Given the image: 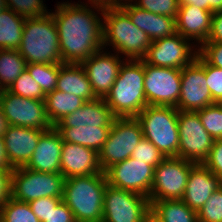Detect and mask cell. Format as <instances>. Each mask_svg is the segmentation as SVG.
<instances>
[{
    "label": "cell",
    "mask_w": 222,
    "mask_h": 222,
    "mask_svg": "<svg viewBox=\"0 0 222 222\" xmlns=\"http://www.w3.org/2000/svg\"><path fill=\"white\" fill-rule=\"evenodd\" d=\"M50 12L55 21L61 60L81 64L103 49V21L87 4L63 2Z\"/></svg>",
    "instance_id": "cell-1"
},
{
    "label": "cell",
    "mask_w": 222,
    "mask_h": 222,
    "mask_svg": "<svg viewBox=\"0 0 222 222\" xmlns=\"http://www.w3.org/2000/svg\"><path fill=\"white\" fill-rule=\"evenodd\" d=\"M107 184L105 173L65 179L62 201L73 212L76 222H102Z\"/></svg>",
    "instance_id": "cell-2"
},
{
    "label": "cell",
    "mask_w": 222,
    "mask_h": 222,
    "mask_svg": "<svg viewBox=\"0 0 222 222\" xmlns=\"http://www.w3.org/2000/svg\"><path fill=\"white\" fill-rule=\"evenodd\" d=\"M126 60L110 92L104 98L115 117H136L146 106L144 61Z\"/></svg>",
    "instance_id": "cell-3"
},
{
    "label": "cell",
    "mask_w": 222,
    "mask_h": 222,
    "mask_svg": "<svg viewBox=\"0 0 222 222\" xmlns=\"http://www.w3.org/2000/svg\"><path fill=\"white\" fill-rule=\"evenodd\" d=\"M98 14L104 20L103 48L111 45L118 55L124 54L127 60H142L145 57L152 41L131 22L129 15L120 6L105 9Z\"/></svg>",
    "instance_id": "cell-4"
},
{
    "label": "cell",
    "mask_w": 222,
    "mask_h": 222,
    "mask_svg": "<svg viewBox=\"0 0 222 222\" xmlns=\"http://www.w3.org/2000/svg\"><path fill=\"white\" fill-rule=\"evenodd\" d=\"M17 50L27 64L63 63L58 30L50 13L38 18L25 19L21 44Z\"/></svg>",
    "instance_id": "cell-5"
},
{
    "label": "cell",
    "mask_w": 222,
    "mask_h": 222,
    "mask_svg": "<svg viewBox=\"0 0 222 222\" xmlns=\"http://www.w3.org/2000/svg\"><path fill=\"white\" fill-rule=\"evenodd\" d=\"M143 137L167 157H177L179 149L178 109L147 105L137 116Z\"/></svg>",
    "instance_id": "cell-6"
},
{
    "label": "cell",
    "mask_w": 222,
    "mask_h": 222,
    "mask_svg": "<svg viewBox=\"0 0 222 222\" xmlns=\"http://www.w3.org/2000/svg\"><path fill=\"white\" fill-rule=\"evenodd\" d=\"M143 138L142 127L136 117H115L108 138L98 152L102 171L128 159Z\"/></svg>",
    "instance_id": "cell-7"
},
{
    "label": "cell",
    "mask_w": 222,
    "mask_h": 222,
    "mask_svg": "<svg viewBox=\"0 0 222 222\" xmlns=\"http://www.w3.org/2000/svg\"><path fill=\"white\" fill-rule=\"evenodd\" d=\"M65 177L61 173L37 172L14 168L11 197L29 203L42 197H63Z\"/></svg>",
    "instance_id": "cell-8"
},
{
    "label": "cell",
    "mask_w": 222,
    "mask_h": 222,
    "mask_svg": "<svg viewBox=\"0 0 222 222\" xmlns=\"http://www.w3.org/2000/svg\"><path fill=\"white\" fill-rule=\"evenodd\" d=\"M178 130L177 157L196 164L203 163L210 154L214 139L202 125L198 113L178 110Z\"/></svg>",
    "instance_id": "cell-9"
},
{
    "label": "cell",
    "mask_w": 222,
    "mask_h": 222,
    "mask_svg": "<svg viewBox=\"0 0 222 222\" xmlns=\"http://www.w3.org/2000/svg\"><path fill=\"white\" fill-rule=\"evenodd\" d=\"M195 164L178 157L165 158L154 168V179L148 197L149 201L181 199L191 168Z\"/></svg>",
    "instance_id": "cell-10"
},
{
    "label": "cell",
    "mask_w": 222,
    "mask_h": 222,
    "mask_svg": "<svg viewBox=\"0 0 222 222\" xmlns=\"http://www.w3.org/2000/svg\"><path fill=\"white\" fill-rule=\"evenodd\" d=\"M149 213L148 197L107 184L102 222H143Z\"/></svg>",
    "instance_id": "cell-11"
},
{
    "label": "cell",
    "mask_w": 222,
    "mask_h": 222,
    "mask_svg": "<svg viewBox=\"0 0 222 222\" xmlns=\"http://www.w3.org/2000/svg\"><path fill=\"white\" fill-rule=\"evenodd\" d=\"M0 108L9 125L41 131L54 127L47 116L44 100L24 98L4 89L0 97Z\"/></svg>",
    "instance_id": "cell-12"
},
{
    "label": "cell",
    "mask_w": 222,
    "mask_h": 222,
    "mask_svg": "<svg viewBox=\"0 0 222 222\" xmlns=\"http://www.w3.org/2000/svg\"><path fill=\"white\" fill-rule=\"evenodd\" d=\"M144 93L147 105L178 104L181 90V69L155 67L144 62Z\"/></svg>",
    "instance_id": "cell-13"
},
{
    "label": "cell",
    "mask_w": 222,
    "mask_h": 222,
    "mask_svg": "<svg viewBox=\"0 0 222 222\" xmlns=\"http://www.w3.org/2000/svg\"><path fill=\"white\" fill-rule=\"evenodd\" d=\"M213 103L205 78V59L198 53L191 64L181 69L180 98L175 107L196 112Z\"/></svg>",
    "instance_id": "cell-14"
},
{
    "label": "cell",
    "mask_w": 222,
    "mask_h": 222,
    "mask_svg": "<svg viewBox=\"0 0 222 222\" xmlns=\"http://www.w3.org/2000/svg\"><path fill=\"white\" fill-rule=\"evenodd\" d=\"M189 42L190 39L182 37L179 33L155 40L142 60L155 67L182 69L191 64L199 53L197 48V51L192 49L193 46Z\"/></svg>",
    "instance_id": "cell-15"
},
{
    "label": "cell",
    "mask_w": 222,
    "mask_h": 222,
    "mask_svg": "<svg viewBox=\"0 0 222 222\" xmlns=\"http://www.w3.org/2000/svg\"><path fill=\"white\" fill-rule=\"evenodd\" d=\"M105 175L109 185L149 197L154 167L129 157L109 167Z\"/></svg>",
    "instance_id": "cell-16"
},
{
    "label": "cell",
    "mask_w": 222,
    "mask_h": 222,
    "mask_svg": "<svg viewBox=\"0 0 222 222\" xmlns=\"http://www.w3.org/2000/svg\"><path fill=\"white\" fill-rule=\"evenodd\" d=\"M118 56L99 50L81 63L97 98L104 99L110 92L124 62Z\"/></svg>",
    "instance_id": "cell-17"
},
{
    "label": "cell",
    "mask_w": 222,
    "mask_h": 222,
    "mask_svg": "<svg viewBox=\"0 0 222 222\" xmlns=\"http://www.w3.org/2000/svg\"><path fill=\"white\" fill-rule=\"evenodd\" d=\"M44 132L38 129L9 125L3 139L7 158L13 168L23 167L28 163Z\"/></svg>",
    "instance_id": "cell-18"
},
{
    "label": "cell",
    "mask_w": 222,
    "mask_h": 222,
    "mask_svg": "<svg viewBox=\"0 0 222 222\" xmlns=\"http://www.w3.org/2000/svg\"><path fill=\"white\" fill-rule=\"evenodd\" d=\"M222 187V180L203 163L195 164L190 171L181 200L191 209L199 211L214 191Z\"/></svg>",
    "instance_id": "cell-19"
},
{
    "label": "cell",
    "mask_w": 222,
    "mask_h": 222,
    "mask_svg": "<svg viewBox=\"0 0 222 222\" xmlns=\"http://www.w3.org/2000/svg\"><path fill=\"white\" fill-rule=\"evenodd\" d=\"M61 153L60 173L65 178L105 173L100 167L98 152L95 150L63 141Z\"/></svg>",
    "instance_id": "cell-20"
},
{
    "label": "cell",
    "mask_w": 222,
    "mask_h": 222,
    "mask_svg": "<svg viewBox=\"0 0 222 222\" xmlns=\"http://www.w3.org/2000/svg\"><path fill=\"white\" fill-rule=\"evenodd\" d=\"M62 144L61 135L55 127L45 131L24 167L37 172L60 173Z\"/></svg>",
    "instance_id": "cell-21"
},
{
    "label": "cell",
    "mask_w": 222,
    "mask_h": 222,
    "mask_svg": "<svg viewBox=\"0 0 222 222\" xmlns=\"http://www.w3.org/2000/svg\"><path fill=\"white\" fill-rule=\"evenodd\" d=\"M212 14L211 11L194 5H181L175 19L176 32L184 38L195 39L202 45L211 31Z\"/></svg>",
    "instance_id": "cell-22"
},
{
    "label": "cell",
    "mask_w": 222,
    "mask_h": 222,
    "mask_svg": "<svg viewBox=\"0 0 222 222\" xmlns=\"http://www.w3.org/2000/svg\"><path fill=\"white\" fill-rule=\"evenodd\" d=\"M115 116L103 98L85 102L64 116L54 127H111Z\"/></svg>",
    "instance_id": "cell-23"
},
{
    "label": "cell",
    "mask_w": 222,
    "mask_h": 222,
    "mask_svg": "<svg viewBox=\"0 0 222 222\" xmlns=\"http://www.w3.org/2000/svg\"><path fill=\"white\" fill-rule=\"evenodd\" d=\"M120 7L129 15L131 22L144 31L152 42L177 33L175 18L146 11L134 3H127Z\"/></svg>",
    "instance_id": "cell-24"
},
{
    "label": "cell",
    "mask_w": 222,
    "mask_h": 222,
    "mask_svg": "<svg viewBox=\"0 0 222 222\" xmlns=\"http://www.w3.org/2000/svg\"><path fill=\"white\" fill-rule=\"evenodd\" d=\"M56 90L78 96L85 102L97 99L81 64L59 63Z\"/></svg>",
    "instance_id": "cell-25"
},
{
    "label": "cell",
    "mask_w": 222,
    "mask_h": 222,
    "mask_svg": "<svg viewBox=\"0 0 222 222\" xmlns=\"http://www.w3.org/2000/svg\"><path fill=\"white\" fill-rule=\"evenodd\" d=\"M64 142L86 146L99 152L111 127H55Z\"/></svg>",
    "instance_id": "cell-26"
},
{
    "label": "cell",
    "mask_w": 222,
    "mask_h": 222,
    "mask_svg": "<svg viewBox=\"0 0 222 222\" xmlns=\"http://www.w3.org/2000/svg\"><path fill=\"white\" fill-rule=\"evenodd\" d=\"M150 202V213L161 222H198L197 211L188 207L181 199Z\"/></svg>",
    "instance_id": "cell-27"
},
{
    "label": "cell",
    "mask_w": 222,
    "mask_h": 222,
    "mask_svg": "<svg viewBox=\"0 0 222 222\" xmlns=\"http://www.w3.org/2000/svg\"><path fill=\"white\" fill-rule=\"evenodd\" d=\"M45 107L49 121L54 126L64 116L73 113L85 103V101L73 94L54 90L45 95Z\"/></svg>",
    "instance_id": "cell-28"
},
{
    "label": "cell",
    "mask_w": 222,
    "mask_h": 222,
    "mask_svg": "<svg viewBox=\"0 0 222 222\" xmlns=\"http://www.w3.org/2000/svg\"><path fill=\"white\" fill-rule=\"evenodd\" d=\"M25 19L8 8L0 13V49L20 47Z\"/></svg>",
    "instance_id": "cell-29"
},
{
    "label": "cell",
    "mask_w": 222,
    "mask_h": 222,
    "mask_svg": "<svg viewBox=\"0 0 222 222\" xmlns=\"http://www.w3.org/2000/svg\"><path fill=\"white\" fill-rule=\"evenodd\" d=\"M26 66V60L18 50L0 49V89H8Z\"/></svg>",
    "instance_id": "cell-30"
},
{
    "label": "cell",
    "mask_w": 222,
    "mask_h": 222,
    "mask_svg": "<svg viewBox=\"0 0 222 222\" xmlns=\"http://www.w3.org/2000/svg\"><path fill=\"white\" fill-rule=\"evenodd\" d=\"M26 69L45 95L56 89L59 64L31 63L27 64Z\"/></svg>",
    "instance_id": "cell-31"
},
{
    "label": "cell",
    "mask_w": 222,
    "mask_h": 222,
    "mask_svg": "<svg viewBox=\"0 0 222 222\" xmlns=\"http://www.w3.org/2000/svg\"><path fill=\"white\" fill-rule=\"evenodd\" d=\"M2 222H41L28 203L10 198L0 209Z\"/></svg>",
    "instance_id": "cell-32"
},
{
    "label": "cell",
    "mask_w": 222,
    "mask_h": 222,
    "mask_svg": "<svg viewBox=\"0 0 222 222\" xmlns=\"http://www.w3.org/2000/svg\"><path fill=\"white\" fill-rule=\"evenodd\" d=\"M7 90L24 98L45 100L44 92L30 76L27 69L19 75Z\"/></svg>",
    "instance_id": "cell-33"
},
{
    "label": "cell",
    "mask_w": 222,
    "mask_h": 222,
    "mask_svg": "<svg viewBox=\"0 0 222 222\" xmlns=\"http://www.w3.org/2000/svg\"><path fill=\"white\" fill-rule=\"evenodd\" d=\"M201 123L214 140L222 139V109L215 102L196 111Z\"/></svg>",
    "instance_id": "cell-34"
},
{
    "label": "cell",
    "mask_w": 222,
    "mask_h": 222,
    "mask_svg": "<svg viewBox=\"0 0 222 222\" xmlns=\"http://www.w3.org/2000/svg\"><path fill=\"white\" fill-rule=\"evenodd\" d=\"M7 8L25 18H38L47 15L43 0H6Z\"/></svg>",
    "instance_id": "cell-35"
},
{
    "label": "cell",
    "mask_w": 222,
    "mask_h": 222,
    "mask_svg": "<svg viewBox=\"0 0 222 222\" xmlns=\"http://www.w3.org/2000/svg\"><path fill=\"white\" fill-rule=\"evenodd\" d=\"M197 216L198 222H222V187L211 194Z\"/></svg>",
    "instance_id": "cell-36"
},
{
    "label": "cell",
    "mask_w": 222,
    "mask_h": 222,
    "mask_svg": "<svg viewBox=\"0 0 222 222\" xmlns=\"http://www.w3.org/2000/svg\"><path fill=\"white\" fill-rule=\"evenodd\" d=\"M130 157L149 164L154 168L165 159L164 155L159 151V149L145 138H143L134 148Z\"/></svg>",
    "instance_id": "cell-37"
},
{
    "label": "cell",
    "mask_w": 222,
    "mask_h": 222,
    "mask_svg": "<svg viewBox=\"0 0 222 222\" xmlns=\"http://www.w3.org/2000/svg\"><path fill=\"white\" fill-rule=\"evenodd\" d=\"M134 3L141 9L176 19L178 4L176 0H137Z\"/></svg>",
    "instance_id": "cell-38"
},
{
    "label": "cell",
    "mask_w": 222,
    "mask_h": 222,
    "mask_svg": "<svg viewBox=\"0 0 222 222\" xmlns=\"http://www.w3.org/2000/svg\"><path fill=\"white\" fill-rule=\"evenodd\" d=\"M205 78L214 102L222 97V69L210 65L205 60Z\"/></svg>",
    "instance_id": "cell-39"
},
{
    "label": "cell",
    "mask_w": 222,
    "mask_h": 222,
    "mask_svg": "<svg viewBox=\"0 0 222 222\" xmlns=\"http://www.w3.org/2000/svg\"><path fill=\"white\" fill-rule=\"evenodd\" d=\"M62 201L60 197H42L29 202L32 212L36 217L44 222L52 209Z\"/></svg>",
    "instance_id": "cell-40"
},
{
    "label": "cell",
    "mask_w": 222,
    "mask_h": 222,
    "mask_svg": "<svg viewBox=\"0 0 222 222\" xmlns=\"http://www.w3.org/2000/svg\"><path fill=\"white\" fill-rule=\"evenodd\" d=\"M198 52L210 65L222 69V43L204 42Z\"/></svg>",
    "instance_id": "cell-41"
},
{
    "label": "cell",
    "mask_w": 222,
    "mask_h": 222,
    "mask_svg": "<svg viewBox=\"0 0 222 222\" xmlns=\"http://www.w3.org/2000/svg\"><path fill=\"white\" fill-rule=\"evenodd\" d=\"M203 164L222 180V139L214 140L210 154Z\"/></svg>",
    "instance_id": "cell-42"
},
{
    "label": "cell",
    "mask_w": 222,
    "mask_h": 222,
    "mask_svg": "<svg viewBox=\"0 0 222 222\" xmlns=\"http://www.w3.org/2000/svg\"><path fill=\"white\" fill-rule=\"evenodd\" d=\"M44 222H76L73 212L61 201L52 209Z\"/></svg>",
    "instance_id": "cell-43"
},
{
    "label": "cell",
    "mask_w": 222,
    "mask_h": 222,
    "mask_svg": "<svg viewBox=\"0 0 222 222\" xmlns=\"http://www.w3.org/2000/svg\"><path fill=\"white\" fill-rule=\"evenodd\" d=\"M13 171L0 170V209L11 198Z\"/></svg>",
    "instance_id": "cell-44"
},
{
    "label": "cell",
    "mask_w": 222,
    "mask_h": 222,
    "mask_svg": "<svg viewBox=\"0 0 222 222\" xmlns=\"http://www.w3.org/2000/svg\"><path fill=\"white\" fill-rule=\"evenodd\" d=\"M205 42L222 43V11L213 12L211 18V31Z\"/></svg>",
    "instance_id": "cell-45"
},
{
    "label": "cell",
    "mask_w": 222,
    "mask_h": 222,
    "mask_svg": "<svg viewBox=\"0 0 222 222\" xmlns=\"http://www.w3.org/2000/svg\"><path fill=\"white\" fill-rule=\"evenodd\" d=\"M0 170L14 171V168L11 166L7 158L4 139L1 136H0Z\"/></svg>",
    "instance_id": "cell-46"
},
{
    "label": "cell",
    "mask_w": 222,
    "mask_h": 222,
    "mask_svg": "<svg viewBox=\"0 0 222 222\" xmlns=\"http://www.w3.org/2000/svg\"><path fill=\"white\" fill-rule=\"evenodd\" d=\"M90 3L89 4H92L90 8L94 7L97 12L98 11H103L105 9H111V8H114V7H117L115 4H114V1L113 0H88Z\"/></svg>",
    "instance_id": "cell-47"
},
{
    "label": "cell",
    "mask_w": 222,
    "mask_h": 222,
    "mask_svg": "<svg viewBox=\"0 0 222 222\" xmlns=\"http://www.w3.org/2000/svg\"><path fill=\"white\" fill-rule=\"evenodd\" d=\"M178 6L194 5L196 7L207 10V0H176Z\"/></svg>",
    "instance_id": "cell-48"
},
{
    "label": "cell",
    "mask_w": 222,
    "mask_h": 222,
    "mask_svg": "<svg viewBox=\"0 0 222 222\" xmlns=\"http://www.w3.org/2000/svg\"><path fill=\"white\" fill-rule=\"evenodd\" d=\"M207 10L212 13L222 11V0H207Z\"/></svg>",
    "instance_id": "cell-49"
},
{
    "label": "cell",
    "mask_w": 222,
    "mask_h": 222,
    "mask_svg": "<svg viewBox=\"0 0 222 222\" xmlns=\"http://www.w3.org/2000/svg\"><path fill=\"white\" fill-rule=\"evenodd\" d=\"M9 123L4 113L0 108V136L3 137L4 133L7 131Z\"/></svg>",
    "instance_id": "cell-50"
},
{
    "label": "cell",
    "mask_w": 222,
    "mask_h": 222,
    "mask_svg": "<svg viewBox=\"0 0 222 222\" xmlns=\"http://www.w3.org/2000/svg\"><path fill=\"white\" fill-rule=\"evenodd\" d=\"M143 222H161L159 221L155 216H153L151 213H149Z\"/></svg>",
    "instance_id": "cell-51"
},
{
    "label": "cell",
    "mask_w": 222,
    "mask_h": 222,
    "mask_svg": "<svg viewBox=\"0 0 222 222\" xmlns=\"http://www.w3.org/2000/svg\"><path fill=\"white\" fill-rule=\"evenodd\" d=\"M114 1V4L116 5V6H122V5H124V4H127V3H132L133 2V0H113ZM122 1H124V2H122Z\"/></svg>",
    "instance_id": "cell-52"
},
{
    "label": "cell",
    "mask_w": 222,
    "mask_h": 222,
    "mask_svg": "<svg viewBox=\"0 0 222 222\" xmlns=\"http://www.w3.org/2000/svg\"><path fill=\"white\" fill-rule=\"evenodd\" d=\"M7 8L6 0H0V13Z\"/></svg>",
    "instance_id": "cell-53"
},
{
    "label": "cell",
    "mask_w": 222,
    "mask_h": 222,
    "mask_svg": "<svg viewBox=\"0 0 222 222\" xmlns=\"http://www.w3.org/2000/svg\"><path fill=\"white\" fill-rule=\"evenodd\" d=\"M216 103L221 107V109H222V97L218 100V101H216Z\"/></svg>",
    "instance_id": "cell-54"
}]
</instances>
